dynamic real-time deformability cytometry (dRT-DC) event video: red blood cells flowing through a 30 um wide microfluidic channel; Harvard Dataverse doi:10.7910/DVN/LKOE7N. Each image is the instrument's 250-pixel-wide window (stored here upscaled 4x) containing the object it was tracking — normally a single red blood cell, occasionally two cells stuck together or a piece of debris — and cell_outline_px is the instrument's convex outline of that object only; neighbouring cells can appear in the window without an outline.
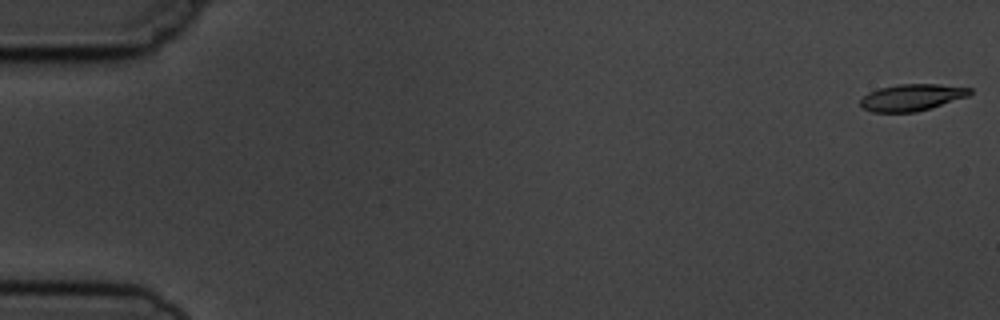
{"species": "common noctule bat (a hibernating species)", "species_latin": "Nyctalus noctula", "temperature_condition": "cold", "stored_images_in_passage": 15, "camera_frame_rate_fps": 3000, "um_per_image_px": 0.085, "animal": {"sex": "male", "body_mass_g": 19.5, "forearm_length_mm": 54.6}, "frame": {"image": 1, "passage_image": 1, "time_ms": 0.0, "image_size_px": [1000, 320], "cell_outline_px": [[972, 92], [968, 96], [916, 112], [872, 112], [864, 108], [860, 104], [860, 100], [868, 92], [880, 88], [900, 84], [940, 84], [972, 88]], "centroid_in_image_um": [77.5, 8.27], "position_along_channel_um": 7.5, "area_um2": 16.88}}
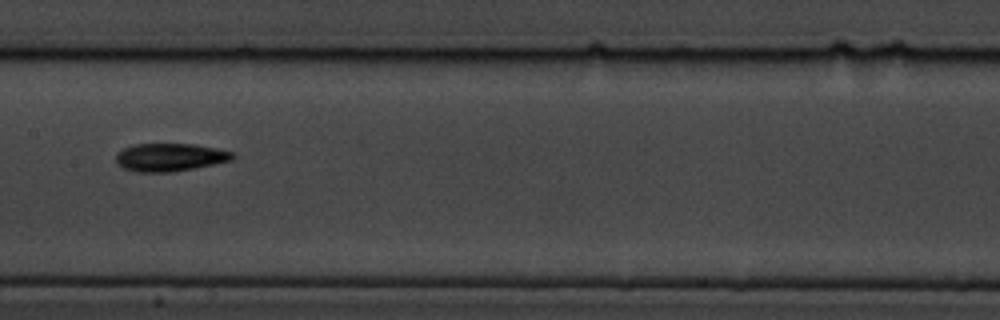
{"frame": {"image": 2, "passage_image": 8, "time_ms": 9.0, "image_size_px": [1000, 320], "cell_outline_px": [[236, 156], [232, 160], [172, 172], [136, 172], [124, 168], [116, 164], [116, 152], [124, 148], [136, 144], [192, 144], [216, 148], [236, 152]], "centroid_in_image_um": [14.44, 13.36], "position_along_channel_um": 193.0, "area_um2": 19.02}}
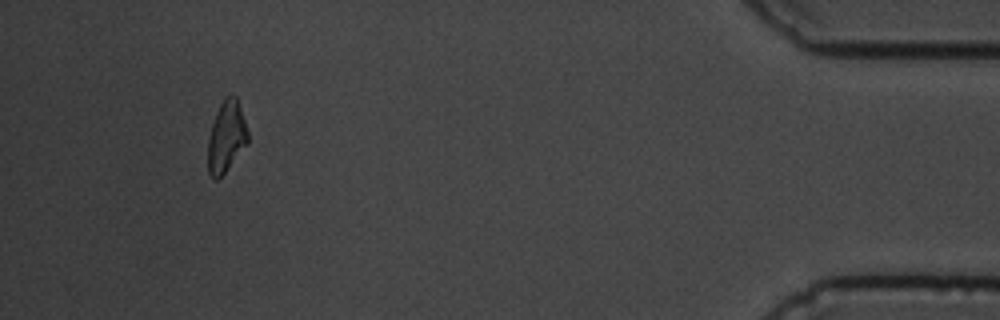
{"frame": {"image": 3, "passage_image": 14, "time_ms": 16.667, "image_size_px": [1000, 320], "cell_outline_px": [[248, 144], [224, 172], [216, 180], [212, 180], [208, 172], [208, 136], [216, 112], [224, 96], [236, 96], [248, 132]], "centroid_in_image_um": [19.22, 11.63], "position_along_channel_um": 416.0, "area_um2": 16.47}, "authors_computed_cell_mechanics": {"area_um2": 18.0336, "velocity_mm_per_s": 3.7453, "shape_relaxation_time_tau1_ms": 2.7827, "shape_relaxation_time_tau2_ms": 2.6875, "deformation_change_tau1": 0.1206, "deformation_change_tau2": 0.0703}}